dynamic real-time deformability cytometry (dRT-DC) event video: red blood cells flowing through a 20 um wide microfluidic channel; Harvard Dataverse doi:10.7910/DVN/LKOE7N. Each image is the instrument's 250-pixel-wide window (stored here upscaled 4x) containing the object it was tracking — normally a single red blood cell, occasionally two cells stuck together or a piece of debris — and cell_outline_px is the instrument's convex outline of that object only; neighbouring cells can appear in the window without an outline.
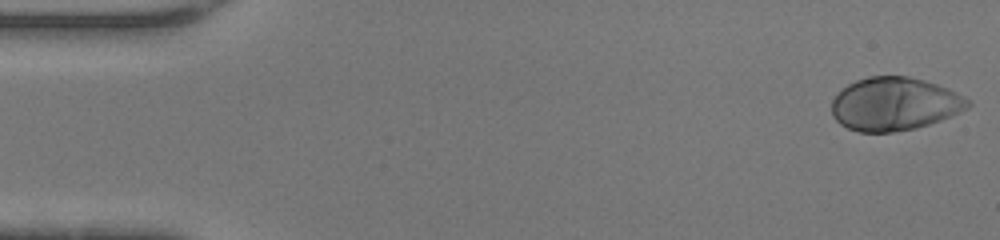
{"species": "human", "species_latin": "Homo sapiens", "temperature_condition": "warm", "stored_images_in_passage": 46, "camera_frame_rate_fps": 3000, "um_per_image_px": 0.085, "donor": {"sex": "female"}, "frame": {"image": 1, "passage_image": 1, "time_ms": 0.0, "image_size_px": [1000, 240], "cell_outline_px": [[972, 104], [968, 108], [960, 112], [940, 120], [916, 128], [892, 132], [860, 132], [848, 128], [840, 124], [832, 116], [832, 100], [848, 84], [856, 80], [868, 76], [908, 76], [924, 80], [948, 88], [964, 96]], "centroid_in_image_um": [76.04, 8.84], "position_along_channel_um": 9.0, "area_um2": 42.14}}
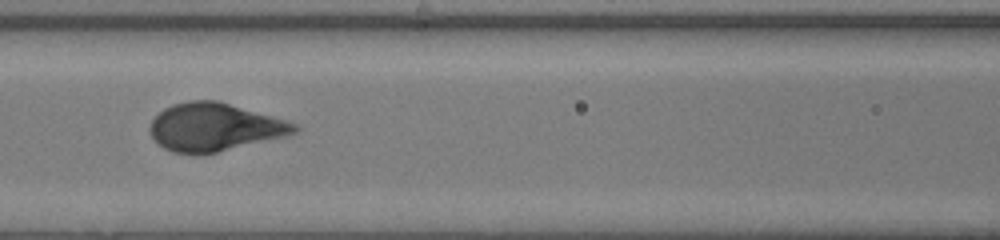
{"frame": {"image": 2, "passage_image": 20, "time_ms": 6.333, "image_size_px": [1000, 240], "cell_outline_px": [[300, 132], [284, 136], [216, 152], [172, 152], [164, 148], [152, 136], [148, 128], [152, 120], [164, 108], [172, 104], [188, 100], [216, 100], [288, 120], [296, 124], [300, 128]], "centroid_in_image_um": [18.25, 10.77], "position_along_channel_um": 148.3, "area_um2": 39.82}}
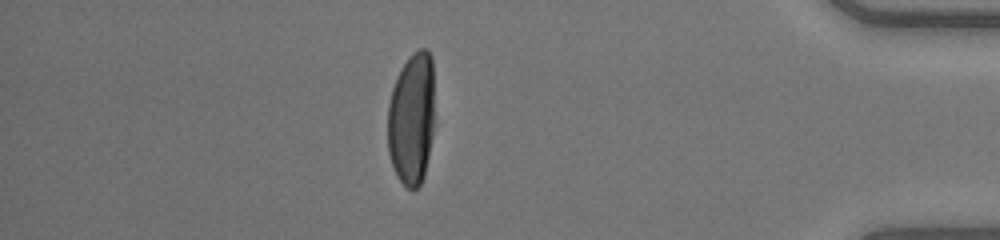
{"frame": {"image": 3, "passage_image": 40, "time_ms": 13.0, "image_size_px": [1000, 240], "cell_outline_px": [[432, 136], [424, 176], [420, 184], [416, 188], [408, 188], [396, 176], [388, 152], [388, 104], [392, 88], [396, 76], [400, 68], [408, 56], [412, 52], [420, 48], [428, 48], [432, 56]], "centroid_in_image_um": [34.96, 10.04], "position_along_channel_um": 400.2, "area_um2": 36.18}, "authors_computed_cell_mechanics": {"area_um2": 40.2288, "velocity_mm_per_s": 4.4244, "shape_relaxation_time_tau1_ms": 3.0261, "shape_relaxation_time_tau2_ms": null, "deformation_change_tau1": 0.2349, "deformation_change_tau2": null}}